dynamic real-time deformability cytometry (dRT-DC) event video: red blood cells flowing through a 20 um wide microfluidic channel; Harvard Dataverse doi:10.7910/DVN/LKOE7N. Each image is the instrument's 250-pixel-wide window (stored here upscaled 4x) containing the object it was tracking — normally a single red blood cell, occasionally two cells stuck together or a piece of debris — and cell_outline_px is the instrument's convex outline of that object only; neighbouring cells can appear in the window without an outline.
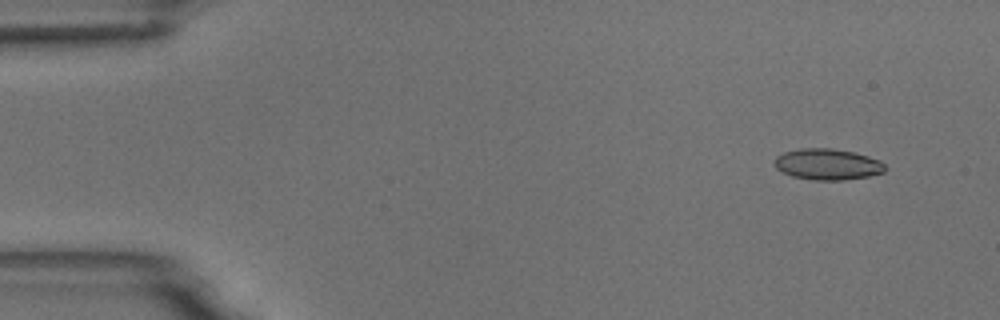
{"species": "common noctule bat (a hibernating species)", "species_latin": "Nyctalus noctula", "temperature_condition": "room temperature", "stored_images_in_passage": 6, "camera_frame_rate_fps": 3000, "um_per_image_px": 0.085, "animal": {"sex": "male", "body_mass_g": 18.8}, "frame": {"image": 1, "passage_image": 2, "time_ms": 1.0, "image_size_px": [1000, 320], "cell_outline_px": [[888, 168], [884, 172], [868, 176], [844, 180], [812, 180], [792, 176], [776, 168], [772, 164], [776, 156], [784, 152], [800, 148], [832, 148], [852, 152], [868, 156], [880, 160]], "centroid_in_image_um": [70.33, 13.96], "position_along_channel_um": 14.7, "area_um2": 20.17}}
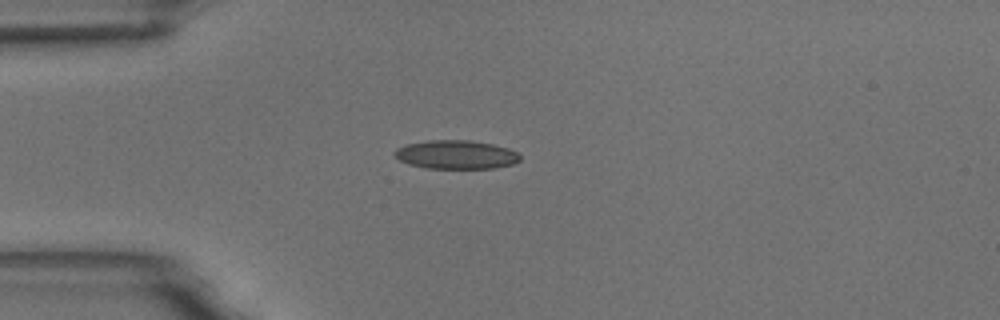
{"frame": {"image": 2, "passage_image": 5, "time_ms": 4.333, "image_size_px": [1000, 320], "cell_outline_px": [[520, 160], [512, 164], [492, 168], [428, 168], [408, 164], [400, 160], [392, 152], [396, 148], [408, 144], [428, 140], [468, 140], [492, 144], [508, 148], [516, 152], [520, 156]], "centroid_in_image_um": [38.75, 13.14], "position_along_channel_um": 46.3, "area_um2": 20.81}}